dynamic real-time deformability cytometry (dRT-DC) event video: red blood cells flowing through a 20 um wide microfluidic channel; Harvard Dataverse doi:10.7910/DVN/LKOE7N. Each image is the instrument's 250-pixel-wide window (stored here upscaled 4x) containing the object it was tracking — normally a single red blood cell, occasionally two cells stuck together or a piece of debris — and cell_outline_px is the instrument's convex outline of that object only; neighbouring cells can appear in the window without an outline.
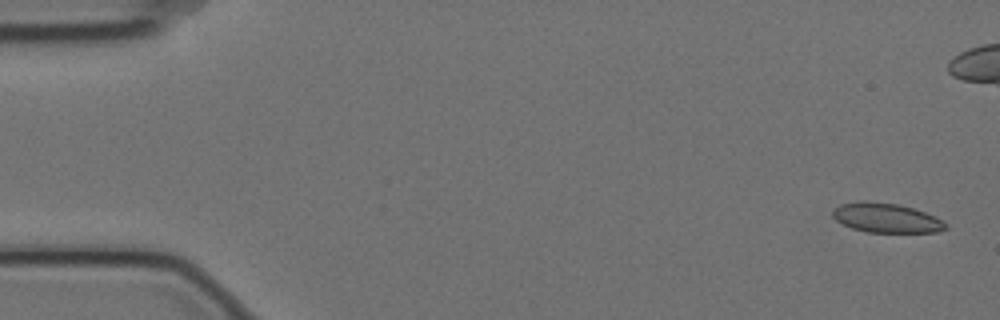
{"species": "Egyptian fruit bat (a non-hibernating species)", "species_latin": "Rousettus aegyptiacus", "temperature_condition": "cold", "stored_images_in_passage": 6, "camera_frame_rate_fps": 3000, "um_per_image_px": 0.085, "animal": {"sex": "female"}, "frame": {"image": 1, "passage_image": 1, "time_ms": 0.0, "image_size_px": [1000, 320], "cell_outline_px": [[948, 228], [936, 232], [868, 232], [852, 228], [836, 220], [832, 216], [832, 212], [840, 204], [860, 200], [864, 200], [896, 204], [912, 208], [936, 216], [944, 220], [948, 224]], "centroid_in_image_um": [75.36, 18.52], "position_along_channel_um": 9.6, "area_um2": 19.42}}